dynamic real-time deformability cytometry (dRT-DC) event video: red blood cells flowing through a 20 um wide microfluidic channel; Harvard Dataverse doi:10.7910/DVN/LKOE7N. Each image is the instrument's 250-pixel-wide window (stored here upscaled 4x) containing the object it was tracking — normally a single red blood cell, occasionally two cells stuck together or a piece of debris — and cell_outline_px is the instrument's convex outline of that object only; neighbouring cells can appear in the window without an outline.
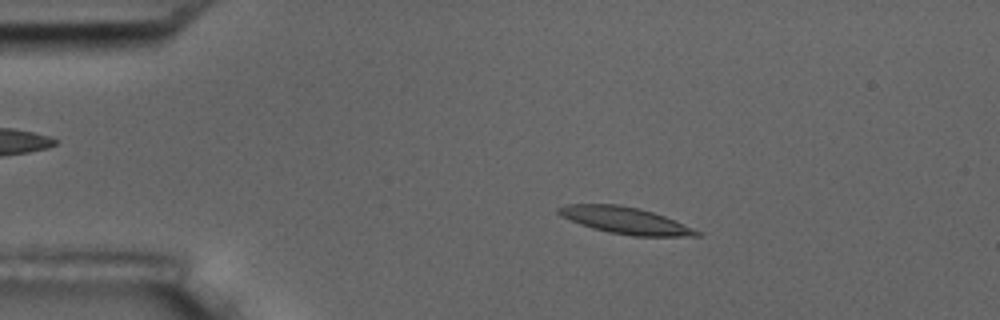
{"species": "common noctule bat (a hibernating species)", "species_latin": "Nyctalus noctula", "temperature_condition": "room temperature", "stored_images_in_passage": 4, "camera_frame_rate_fps": 3000, "um_per_image_px": 0.085, "animal": {"sex": "male", "body_mass_g": 17.5, "forearm_length_mm": 52.3}, "frame": {"image": 1, "passage_image": 3, "time_ms": 2.0, "image_size_px": [1000, 320], "cell_outline_px": [[704, 232], [700, 236], [632, 236], [608, 232], [592, 228], [580, 224], [560, 216], [556, 212], [556, 208], [568, 204], [620, 204], [640, 208], [664, 216]], "centroid_in_image_um": [53.15, 18.74], "position_along_channel_um": 31.9, "area_um2": 21.68}}